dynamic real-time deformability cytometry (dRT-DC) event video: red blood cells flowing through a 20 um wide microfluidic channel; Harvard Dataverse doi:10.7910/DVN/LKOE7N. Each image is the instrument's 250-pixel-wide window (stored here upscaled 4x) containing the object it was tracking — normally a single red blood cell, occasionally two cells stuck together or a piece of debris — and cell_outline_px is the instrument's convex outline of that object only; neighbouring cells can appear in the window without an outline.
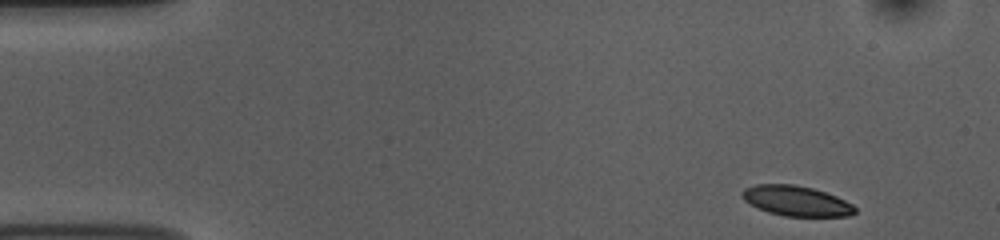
{"species": "common noctule bat (a hibernating species)", "species_latin": "Nyctalus noctula", "temperature_condition": "room temperature", "stored_images_in_passage": 49, "camera_frame_rate_fps": 3000, "um_per_image_px": 0.085, "animal": {"sex": "female", "body_mass_g": 10.0, "forearm_length_mm": 53.1}, "frame": {"image": 1, "passage_image": 1, "time_ms": 0.0, "image_size_px": [1000, 240], "cell_outline_px": [[856, 212], [848, 216], [784, 216], [768, 212], [744, 200], [740, 196], [740, 192], [744, 188], [756, 184], [792, 184], [812, 188], [836, 196], [852, 204], [856, 208]], "centroid_in_image_um": [67.66, 17.07], "position_along_channel_um": 17.3, "area_um2": 19.71}}
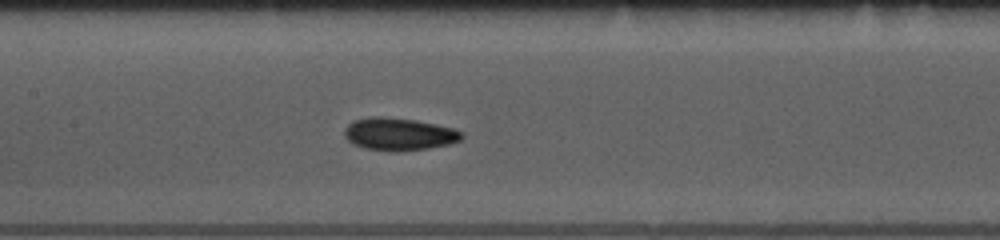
{"frame": {"image": 2, "passage_image": 21, "time_ms": 6.667, "image_size_px": [1000, 240], "cell_outline_px": [[464, 136], [460, 140], [448, 144], [428, 148], [396, 152], [364, 148], [352, 144], [344, 136], [344, 128], [352, 120], [380, 116], [416, 120], [436, 124], [452, 128], [464, 132]], "centroid_in_image_um": [33.9, 11.4], "position_along_channel_um": 173.5, "area_um2": 22.31}}
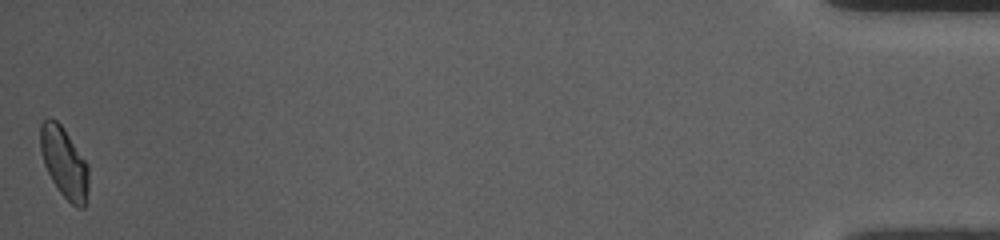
{"frame": {"image": 3, "passage_image": 49, "time_ms": 16.0, "image_size_px": [1000, 240], "cell_outline_px": [[88, 188], [84, 208], [76, 208], [60, 192], [52, 180], [44, 164], [40, 152], [40, 124], [48, 116], [56, 120], [64, 128], [88, 164]], "centroid_in_image_um": [5.45, 13.79], "position_along_channel_um": 429.8, "area_um2": 19.88}, "authors_computed_cell_mechanics": {"area_um2": 20.5768, "velocity_mm_per_s": 3.7613, "shape_relaxation_time_tau1_ms": 4.8945, "shape_relaxation_time_tau2_ms": 4.7003, "deformation_change_tau1": 0.125, "deformation_change_tau2": 0.0969}}